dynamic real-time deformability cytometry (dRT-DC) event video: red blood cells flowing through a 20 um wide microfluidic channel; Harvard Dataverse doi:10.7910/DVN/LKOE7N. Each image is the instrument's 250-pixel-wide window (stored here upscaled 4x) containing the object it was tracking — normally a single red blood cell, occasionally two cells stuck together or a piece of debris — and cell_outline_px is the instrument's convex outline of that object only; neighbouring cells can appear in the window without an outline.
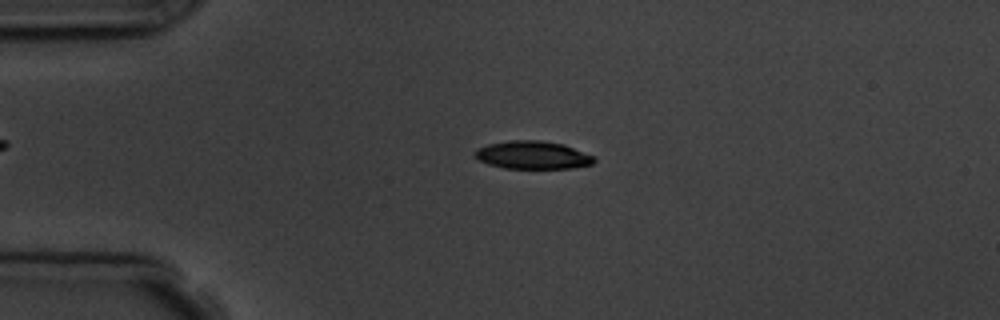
{"species": "common noctule bat (a hibernating species)", "species_latin": "Nyctalus noctula", "temperature_condition": "room temperature", "stored_images_in_passage": 4, "camera_frame_rate_fps": 3000, "um_per_image_px": 0.085, "animal": {"sex": "male", "body_mass_g": 19.5, "forearm_length_mm": 54.6}, "frame": {"image": 1, "passage_image": 3, "time_ms": 2.333, "image_size_px": [1000, 320], "cell_outline_px": [[596, 160], [592, 164], [572, 168], [504, 168], [488, 164], [476, 160], [472, 156], [472, 152], [476, 148], [488, 144], [512, 140], [540, 140], [564, 144], [596, 156]], "centroid_in_image_um": [45.24, 13.17], "position_along_channel_um": 39.8, "area_um2": 19.77}}